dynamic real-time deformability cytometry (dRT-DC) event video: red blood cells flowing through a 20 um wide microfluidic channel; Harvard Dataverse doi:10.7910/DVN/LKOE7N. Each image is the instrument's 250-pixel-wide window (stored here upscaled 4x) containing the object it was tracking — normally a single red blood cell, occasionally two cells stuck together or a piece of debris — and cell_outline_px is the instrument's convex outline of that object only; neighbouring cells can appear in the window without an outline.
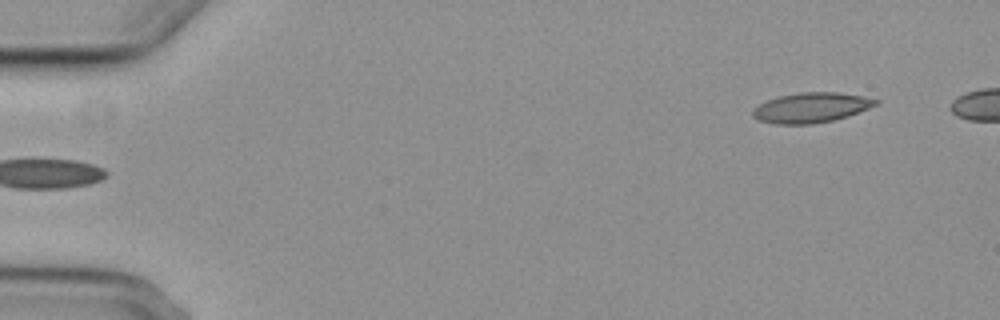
{"species": "common noctule bat (a hibernating species)", "species_latin": "Nyctalus noctula", "temperature_condition": "cold", "stored_images_in_passage": 3, "camera_frame_rate_fps": 3000, "um_per_image_px": 0.085, "animal": {"sex": "female", "body_mass_g": 29.2, "forearm_length_mm": 56.3}, "frame": {"image": 1, "passage_image": 3, "time_ms": 3.333, "image_size_px": [1000, 320], "cell_outline_px": [[880, 104], [848, 116], [832, 120], [812, 124], [776, 124], [760, 120], [752, 116], [752, 108], [776, 96], [800, 92], [840, 92], [880, 100]], "centroid_in_image_um": [68.95, 9.14], "position_along_channel_um": 16.0, "area_um2": 21.56}}